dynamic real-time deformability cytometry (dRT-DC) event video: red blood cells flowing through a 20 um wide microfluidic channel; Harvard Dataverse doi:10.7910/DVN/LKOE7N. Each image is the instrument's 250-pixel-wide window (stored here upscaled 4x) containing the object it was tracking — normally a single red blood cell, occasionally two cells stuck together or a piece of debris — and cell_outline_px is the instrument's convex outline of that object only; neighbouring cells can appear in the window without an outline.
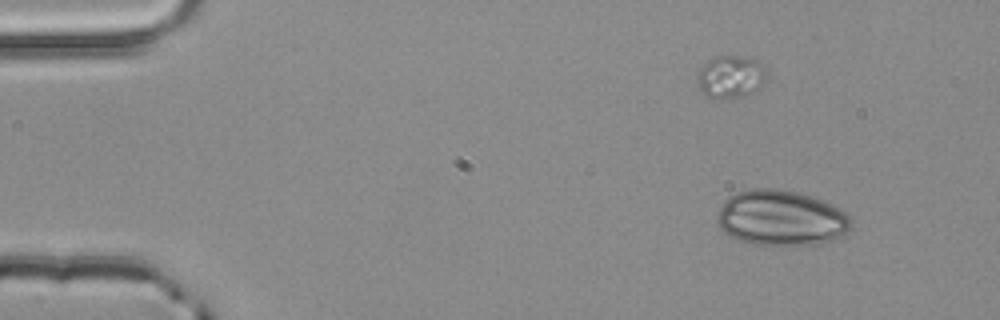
{"species": "common noctule bat (a hibernating species)", "species_latin": "Nyctalus noctula", "temperature_condition": "room temperature", "stored_images_in_passage": 3, "camera_frame_rate_fps": 3000, "um_per_image_px": 0.085, "animal": {"sex": "male", "body_mass_g": 20.4}, "frame": {"image": 1, "passage_image": 1, "time_ms": 0.0, "image_size_px": [1000, 320], "cell_outline_px": [[852, 228], [840, 236], [832, 240], [820, 244], [756, 244], [740, 240], [724, 232], [716, 224], [716, 216], [724, 200], [728, 196], [736, 192], [752, 188], [772, 188], [796, 192], [812, 196], [824, 200], [840, 208], [848, 216], [852, 224]], "centroid_in_image_um": [66.38, 18.51], "position_along_channel_um": 18.6, "area_um2": 43.29}}